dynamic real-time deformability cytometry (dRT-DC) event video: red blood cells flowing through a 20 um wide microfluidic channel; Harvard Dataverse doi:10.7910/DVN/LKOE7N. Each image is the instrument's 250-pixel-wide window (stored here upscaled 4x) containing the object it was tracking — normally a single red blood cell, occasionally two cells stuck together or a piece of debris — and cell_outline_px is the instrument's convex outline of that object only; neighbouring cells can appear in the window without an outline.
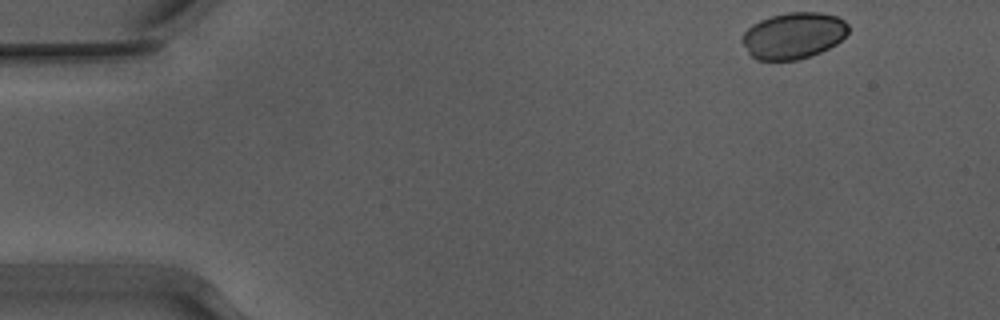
{"species": "Egyptian fruit bat (a non-hibernating species)", "species_latin": "Rousettus aegyptiacus", "temperature_condition": "warm", "stored_images_in_passage": 49, "camera_frame_rate_fps": 3000, "um_per_image_px": 0.085, "animal": {"sex": "male"}, "frame": {"image": 1, "passage_image": 1, "time_ms": 0.0, "image_size_px": [1000, 320], "cell_outline_px": [[848, 32], [836, 44], [820, 52], [796, 60], [756, 60], [748, 52], [740, 40], [740, 36], [752, 24], [760, 20], [772, 16], [788, 12], [820, 12], [836, 16], [844, 20], [848, 24]], "centroid_in_image_um": [67.41, 3.02], "position_along_channel_um": 17.6, "area_um2": 28.67}}
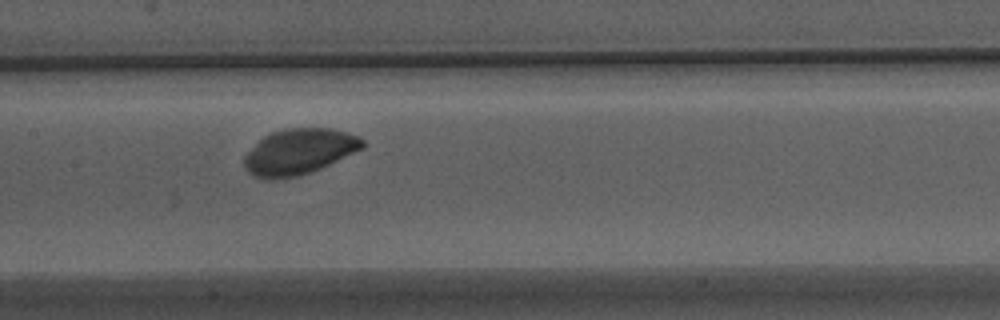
{"frame": {"image": 2, "passage_image": 22, "time_ms": 7.0, "image_size_px": [1000, 320], "cell_outline_px": [[364, 148], [320, 168], [296, 176], [276, 180], [264, 180], [252, 176], [244, 168], [244, 156], [264, 136], [272, 132], [292, 128], [328, 128], [348, 132], [364, 140]], "centroid_in_image_um": [25.4, 12.91], "position_along_channel_um": 182.0, "area_um2": 31.33}}
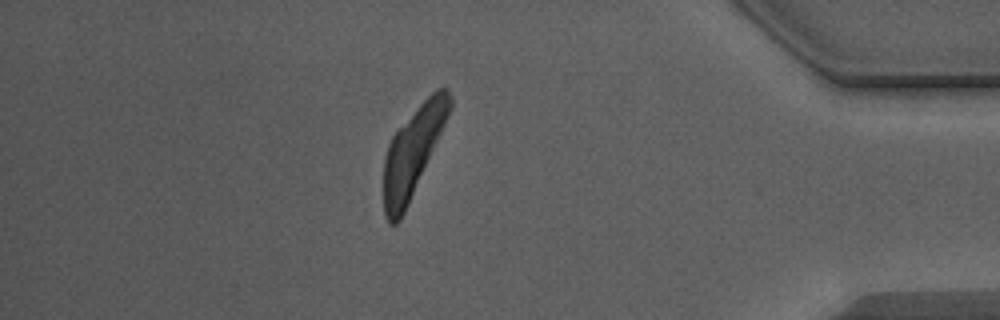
{"frame": {"image": 3, "passage_image": 42, "time_ms": 13.667, "image_size_px": [1000, 320], "cell_outline_px": [[452, 108], [408, 204], [400, 220], [396, 224], [388, 224], [384, 216], [384, 156], [388, 144], [392, 136], [420, 104], [436, 88], [448, 88], [452, 96]], "centroid_in_image_um": [35.09, 12.89], "position_along_channel_um": 400.1, "area_um2": 33.52}}